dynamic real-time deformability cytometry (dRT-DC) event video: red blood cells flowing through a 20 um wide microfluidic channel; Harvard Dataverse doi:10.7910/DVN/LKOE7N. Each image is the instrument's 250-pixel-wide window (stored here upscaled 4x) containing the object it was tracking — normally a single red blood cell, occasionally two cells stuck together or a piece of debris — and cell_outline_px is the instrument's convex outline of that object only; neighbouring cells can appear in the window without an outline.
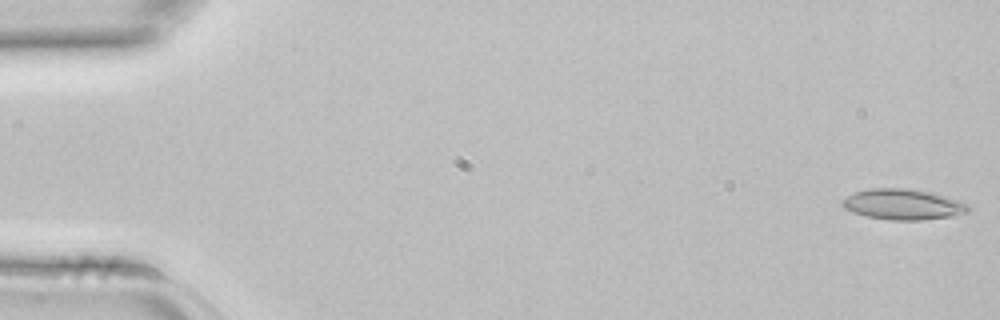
{"species": "common noctule bat (a hibernating species)", "species_latin": "Nyctalus noctula", "temperature_condition": "room temperature", "stored_images_in_passage": 6, "segment_of_instrument_passage": [2, 2], "camera_frame_rate_fps": 3000, "um_per_image_px": 0.085, "animal": {"sex": "female", "body_mass_g": 22.7, "forearm_length_mm": 54.2}, "frame": {"image": 1, "passage_image": 6, "time_ms": 1.667, "image_size_px": [1000, 320], "cell_outline_px": [[968, 212], [956, 216], [920, 220], [892, 220], [864, 216], [852, 212], [844, 208], [840, 204], [840, 200], [856, 192], [872, 188], [904, 188], [932, 192], [968, 204]], "centroid_in_image_um": [76.72, 17.38], "position_along_channel_um": 8.3, "area_um2": 22.48}}